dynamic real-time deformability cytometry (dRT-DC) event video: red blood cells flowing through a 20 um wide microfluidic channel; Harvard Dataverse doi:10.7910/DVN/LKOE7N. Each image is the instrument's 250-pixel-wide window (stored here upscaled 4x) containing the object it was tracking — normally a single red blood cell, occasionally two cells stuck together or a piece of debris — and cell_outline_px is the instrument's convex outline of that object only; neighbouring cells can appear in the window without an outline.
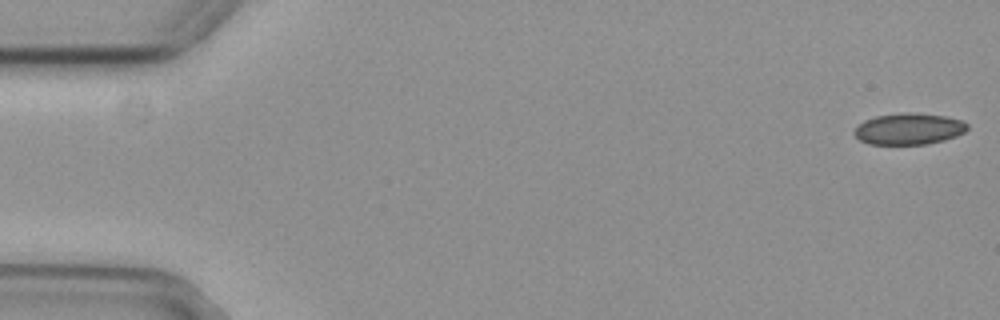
{"species": "common noctule bat (a hibernating species)", "species_latin": "Nyctalus noctula", "temperature_condition": "cold", "stored_images_in_passage": 55, "camera_frame_rate_fps": 3000, "um_per_image_px": 0.085, "animal": {"sex": "female", "body_mass_g": 29.2, "forearm_length_mm": 56.3}, "frame": {"image": 1, "passage_image": 1, "time_ms": 0.0, "image_size_px": [1000, 320], "cell_outline_px": [[968, 128], [964, 132], [956, 136], [944, 140], [928, 144], [868, 144], [860, 140], [852, 132], [864, 120], [876, 116], [904, 112], [912, 112], [944, 116], [964, 120], [968, 124]], "centroid_in_image_um": [77.27, 10.95], "position_along_channel_um": 7.7, "area_um2": 20.75}}
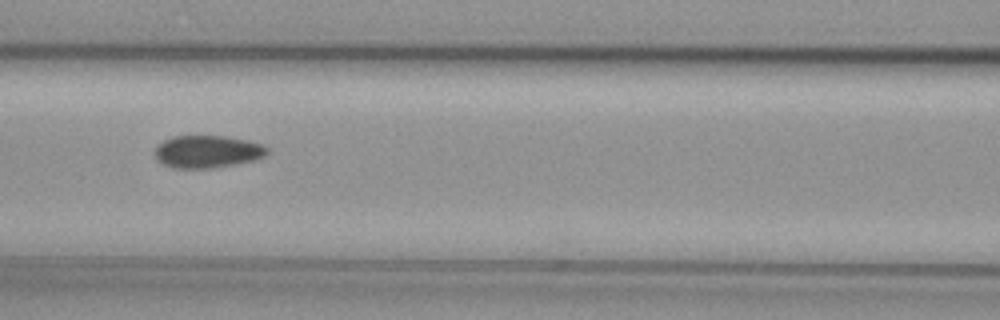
{"frame": {"image": 2, "passage_image": 24, "time_ms": 7.667, "image_size_px": [1000, 320], "cell_outline_px": [[268, 152], [264, 156], [256, 160], [216, 168], [172, 168], [156, 160], [152, 152], [164, 140], [172, 136], [224, 136], [248, 140], [264, 144], [268, 148]], "centroid_in_image_um": [17.63, 12.89], "position_along_channel_um": 149.0, "area_um2": 21.56}}
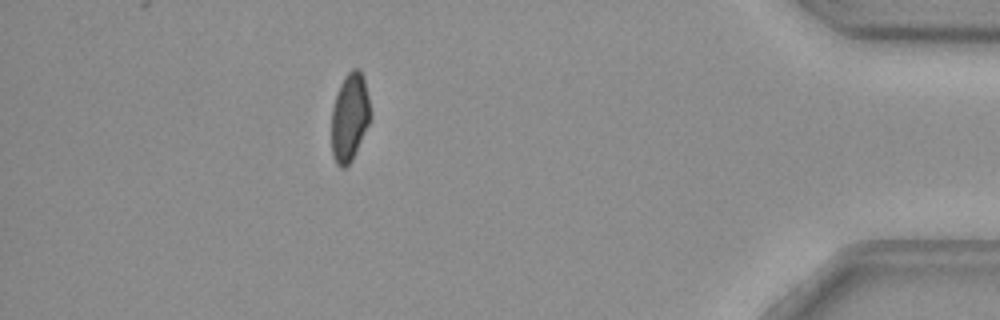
{"frame": {"image": 3, "passage_image": 49, "time_ms": 16.0, "image_size_px": [1000, 320], "cell_outline_px": [[372, 116], [352, 160], [344, 168], [340, 168], [336, 164], [332, 156], [332, 108], [340, 84], [344, 76], [352, 68], [356, 68], [364, 76]], "centroid_in_image_um": [29.72, 9.96], "position_along_channel_um": 405.5, "area_um2": 20.0}, "authors_computed_cell_mechanics": {"area_um2": 21.4438, "velocity_mm_per_s": 3.7099, "shape_relaxation_time_tau1_ms": null, "shape_relaxation_time_tau2_ms": 5.9832, "deformation_change_tau1": null, "deformation_change_tau2": 0.1016}}